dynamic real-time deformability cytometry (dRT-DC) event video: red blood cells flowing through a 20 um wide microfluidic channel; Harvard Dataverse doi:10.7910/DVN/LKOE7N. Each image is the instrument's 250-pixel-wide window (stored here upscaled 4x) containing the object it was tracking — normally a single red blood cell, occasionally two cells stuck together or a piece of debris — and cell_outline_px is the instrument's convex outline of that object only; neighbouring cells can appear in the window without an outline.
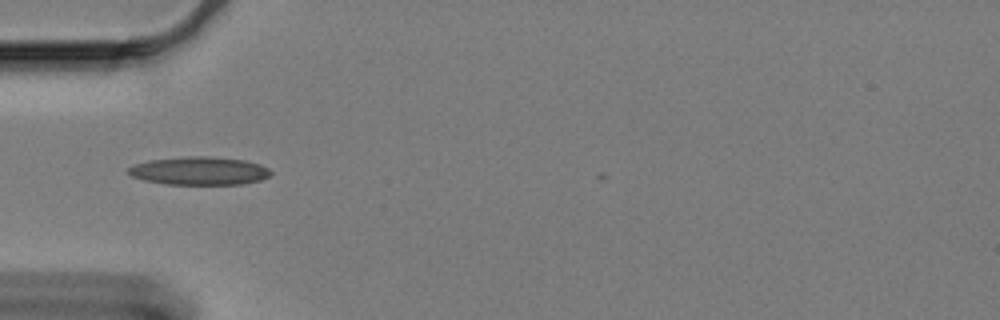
{"species": "Egyptian fruit bat (a non-hibernating species)", "species_latin": "Rousettus aegyptiacus", "temperature_condition": "cold", "stored_images_in_passage": 36, "camera_frame_rate_fps": 3000, "um_per_image_px": 0.085, "animal": {"sex": "female"}, "frame": {"image": 1, "passage_image": 1, "time_ms": 0.0, "image_size_px": [1000, 320], "cell_outline_px": [[272, 172], [268, 176], [260, 180], [240, 184], [164, 184], [144, 180], [132, 176], [128, 172], [128, 168], [136, 164], [148, 160], [184, 156], [212, 156], [244, 160], [260, 164], [268, 168]], "centroid_in_image_um": [16.94, 14.51], "position_along_channel_um": 68.1, "area_um2": 23.35}}
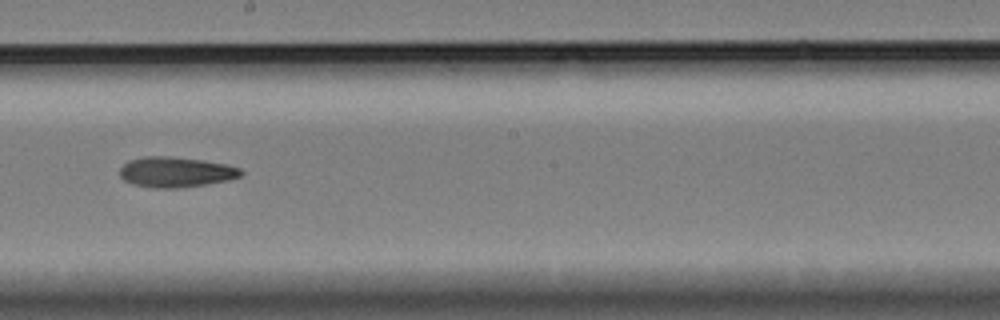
{"frame": {"image": 2, "passage_image": 16, "time_ms": 5.0, "image_size_px": [1000, 320], "cell_outline_px": [[244, 172], [240, 176], [228, 180], [204, 184], [176, 188], [152, 188], [132, 184], [124, 180], [120, 176], [120, 168], [124, 164], [132, 160], [144, 156], [168, 156], [200, 160], [228, 164], [240, 168]], "centroid_in_image_um": [14.94, 14.63], "position_along_channel_um": 233.3, "area_um2": 21.27}}
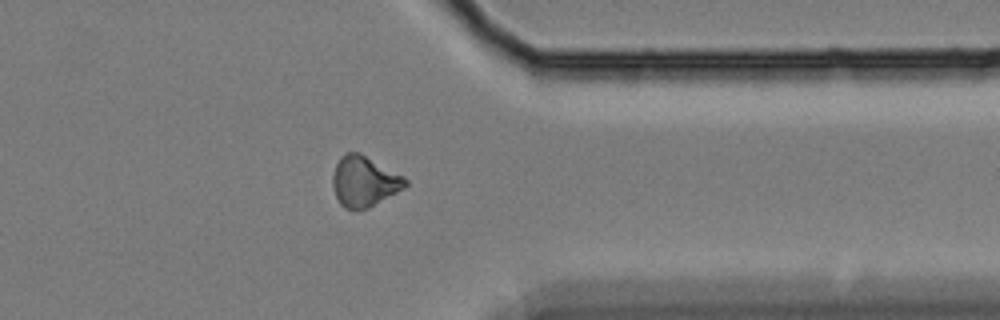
{"frame": {"image": 3, "passage_image": 30, "time_ms": 9.667, "image_size_px": [1000, 320], "cell_outline_px": [[408, 184], [404, 188], [368, 208], [352, 212], [344, 208], [340, 204], [336, 196], [332, 184], [332, 176], [336, 164], [340, 156], [344, 152], [360, 152], [404, 176], [408, 180]], "centroid_in_image_um": [30.94, 15.42], "position_along_channel_um": 380.5, "area_um2": 21.68}}